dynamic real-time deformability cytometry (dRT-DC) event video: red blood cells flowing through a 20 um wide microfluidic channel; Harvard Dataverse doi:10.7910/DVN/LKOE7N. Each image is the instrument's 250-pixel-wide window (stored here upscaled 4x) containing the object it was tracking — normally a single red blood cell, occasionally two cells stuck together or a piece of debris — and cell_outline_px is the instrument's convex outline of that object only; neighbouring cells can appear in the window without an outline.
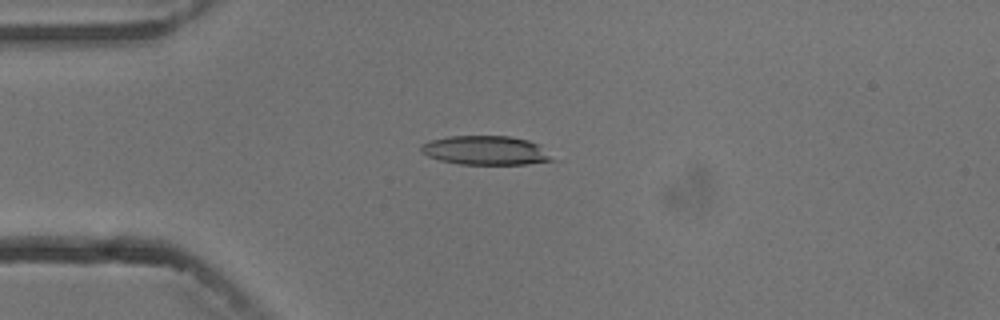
{"species": "common noctule bat (a hibernating species)", "species_latin": "Nyctalus noctula", "temperature_condition": "cold", "stored_images_in_passage": 8, "camera_frame_rate_fps": 3000, "um_per_image_px": 0.085, "animal": {"sex": "male", "body_mass_g": 13.3}, "frame": {"image": 1, "passage_image": 4, "time_ms": 3.333, "image_size_px": [1000, 320], "cell_outline_px": [[556, 160], [524, 164], [460, 164], [440, 160], [428, 156], [420, 152], [420, 144], [432, 140], [448, 136], [508, 136], [528, 140], [540, 144]], "centroid_in_image_um": [41.28, 12.78], "position_along_channel_um": 43.7, "area_um2": 22.25}}
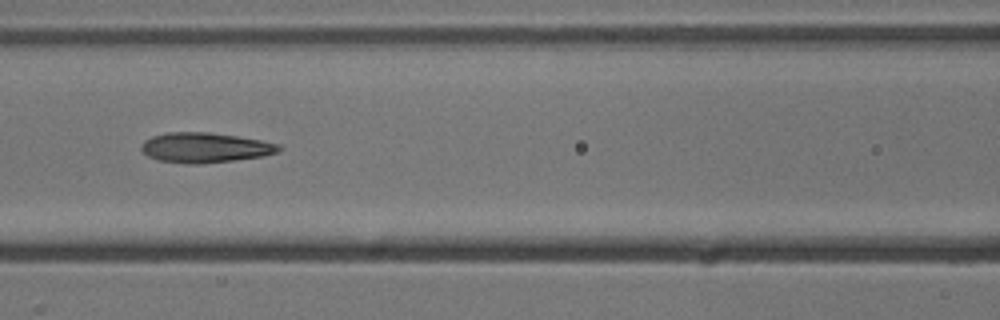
{"frame": {"image": 2, "passage_image": 7, "time_ms": 6.667, "image_size_px": [1000, 320], "cell_outline_px": [[284, 148], [276, 152], [264, 156], [232, 160], [196, 164], [192, 164], [156, 160], [148, 156], [140, 148], [140, 144], [144, 140], [152, 136], [168, 132], [208, 132], [236, 136], [260, 140], [280, 144]], "centroid_in_image_um": [17.4, 12.54], "position_along_channel_um": 149.2, "area_um2": 23.99}}
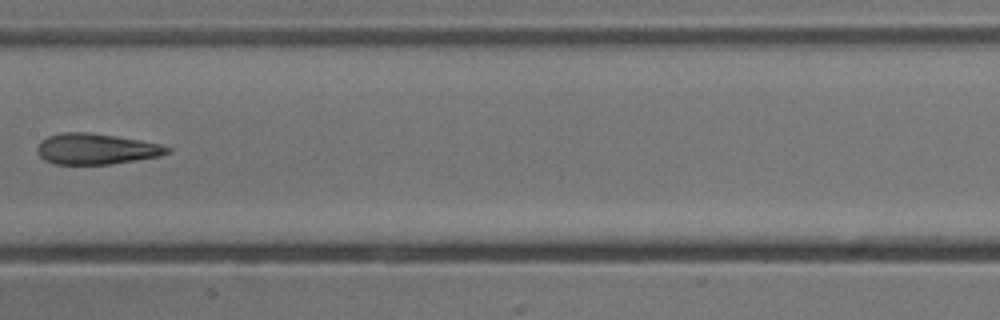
{"frame": {"image": 3, "passage_image": 8, "time_ms": 8.0, "image_size_px": [1000, 320], "cell_outline_px": [[172, 148], [168, 152], [160, 156], [112, 164], [52, 164], [44, 160], [40, 156], [36, 148], [40, 140], [48, 136], [60, 132], [88, 132], [116, 136], [140, 140], [160, 144]], "centroid_in_image_um": [8.14, 12.65], "position_along_channel_um": 199.3, "area_um2": 23.47}}